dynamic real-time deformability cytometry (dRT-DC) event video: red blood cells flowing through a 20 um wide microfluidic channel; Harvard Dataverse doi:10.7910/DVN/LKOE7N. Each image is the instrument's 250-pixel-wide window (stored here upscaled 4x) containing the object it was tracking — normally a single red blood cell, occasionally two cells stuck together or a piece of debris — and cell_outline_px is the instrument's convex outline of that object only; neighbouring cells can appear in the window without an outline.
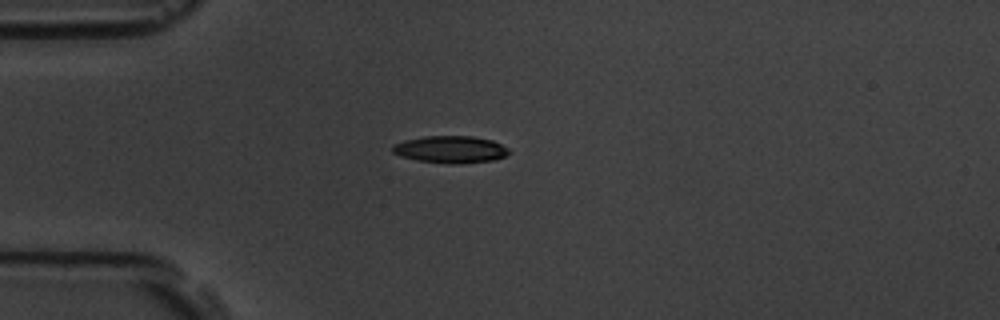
{"species": "common noctule bat (a hibernating species)", "species_latin": "Nyctalus noctula", "temperature_condition": "room temperature", "stored_images_in_passage": 5, "camera_frame_rate_fps": 3000, "um_per_image_px": 0.085, "animal": {"sex": "male", "body_mass_g": 19.5, "forearm_length_mm": 54.6}, "frame": {"image": 1, "passage_image": 1, "time_ms": 0.0, "image_size_px": [1000, 320], "cell_outline_px": [[512, 152], [504, 156], [492, 160], [460, 164], [452, 164], [420, 160], [400, 156], [392, 152], [392, 144], [404, 140], [424, 136], [472, 136], [492, 140], [508, 148]], "centroid_in_image_um": [38.29, 12.69], "position_along_channel_um": 46.7, "area_um2": 18.38}}
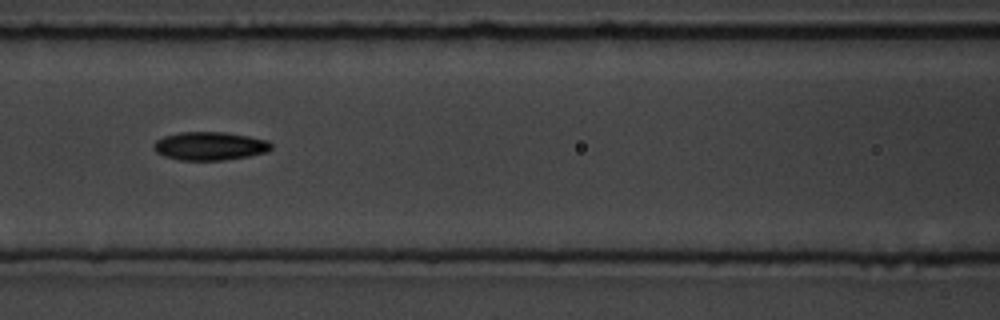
{"frame": {"image": 2, "passage_image": 4, "time_ms": 3.333, "image_size_px": [1000, 320], "cell_outline_px": [[272, 148], [268, 152], [248, 156], [224, 160], [180, 160], [164, 156], [156, 152], [152, 148], [152, 144], [156, 140], [164, 136], [180, 132], [224, 132], [248, 136], [268, 140], [272, 144]], "centroid_in_image_um": [17.82, 12.41], "position_along_channel_um": 148.8, "area_um2": 19.54}}
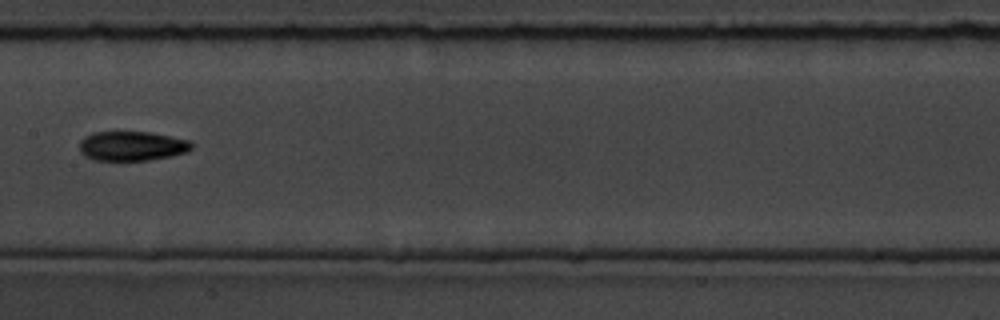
{"frame": {"image": 3, "passage_image": 5, "time_ms": 4.667, "image_size_px": [1000, 320], "cell_outline_px": [[192, 148], [188, 152], [172, 156], [148, 160], [96, 160], [80, 152], [80, 140], [84, 136], [92, 132], [148, 132], [188, 140], [192, 144]], "centroid_in_image_um": [11.21, 12.41], "position_along_channel_um": 196.2, "area_um2": 19.13}}